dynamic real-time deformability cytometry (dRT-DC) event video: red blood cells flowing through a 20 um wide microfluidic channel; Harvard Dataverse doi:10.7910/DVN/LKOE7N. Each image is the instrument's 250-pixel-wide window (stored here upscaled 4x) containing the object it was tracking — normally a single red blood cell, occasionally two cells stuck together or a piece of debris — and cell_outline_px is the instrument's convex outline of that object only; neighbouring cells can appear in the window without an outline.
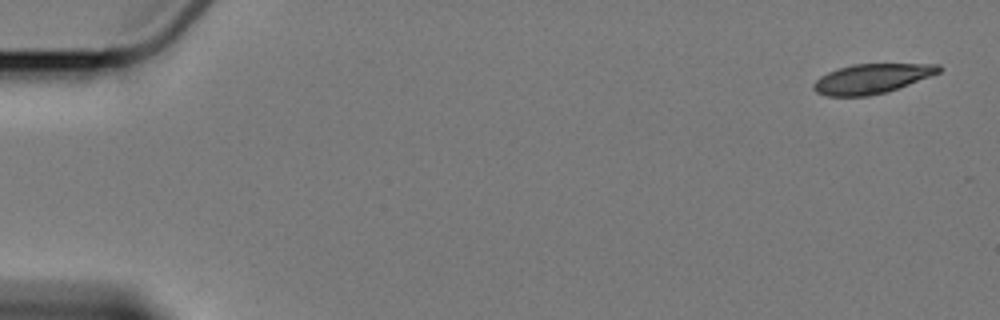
{"species": "Egyptian fruit bat (a non-hibernating species)", "species_latin": "Rousettus aegyptiacus", "temperature_condition": "cold", "stored_images_in_passage": 6, "camera_frame_rate_fps": 3000, "um_per_image_px": 0.085, "animal": {"sex": "female"}, "frame": {"image": 1, "passage_image": 1, "time_ms": 0.0, "image_size_px": [1000, 320], "cell_outline_px": [[944, 68], [940, 72], [888, 92], [868, 96], [828, 96], [816, 92], [812, 88], [812, 84], [820, 76], [828, 72], [852, 64], [940, 64]], "centroid_in_image_um": [74.1, 6.69], "position_along_channel_um": 10.9, "area_um2": 21.62}}
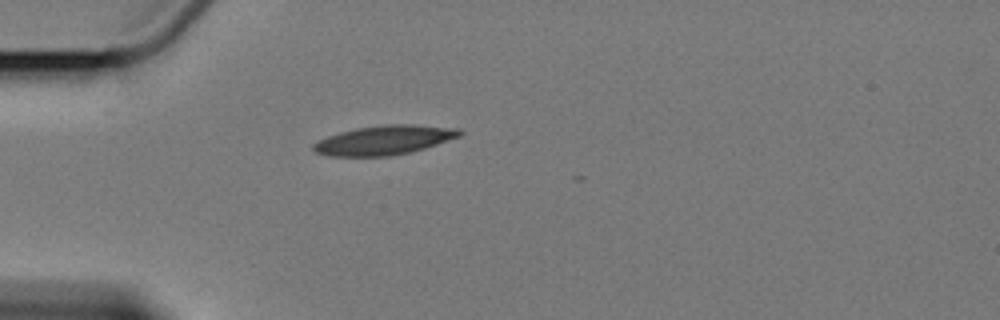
{"frame": {"image": 2, "passage_image": 5, "time_ms": 5.0, "image_size_px": [1000, 320], "cell_outline_px": [[464, 132], [460, 136], [424, 148], [408, 152], [388, 156], [328, 156], [316, 152], [312, 148], [312, 144], [328, 136], [340, 132], [356, 128], [384, 124], [412, 124], [460, 128]], "centroid_in_image_um": [32.66, 11.9], "position_along_channel_um": 52.3, "area_um2": 24.85}}